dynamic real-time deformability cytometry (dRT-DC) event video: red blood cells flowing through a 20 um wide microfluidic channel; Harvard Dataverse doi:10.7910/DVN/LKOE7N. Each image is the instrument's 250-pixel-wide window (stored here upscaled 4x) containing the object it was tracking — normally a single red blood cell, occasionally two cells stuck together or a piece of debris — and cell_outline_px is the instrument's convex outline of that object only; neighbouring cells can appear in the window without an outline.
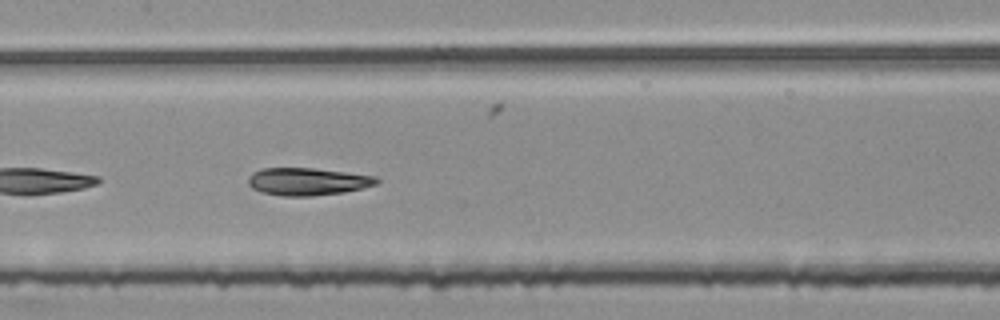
{"species": "common noctule bat (a hibernating species)", "species_latin": "Nyctalus noctula", "temperature_condition": "room temperature", "stored_images_in_passage": 38, "segment_of_instrument_passage": [2, 2], "camera_frame_rate_fps": 3000, "um_per_image_px": 0.085, "animal": {"sex": "female", "body_mass_g": 25.1}, "frame": {"image": 1, "passage_image": 26, "time_ms": 8.333, "image_size_px": [1000, 320], "cell_outline_px": [[380, 180], [376, 184], [364, 188], [344, 192], [312, 196], [280, 196], [260, 192], [252, 188], [248, 184], [248, 176], [252, 172], [260, 168], [312, 168], [376, 176]], "centroid_in_image_um": [26.11, 15.43], "position_along_channel_um": 181.3, "area_um2": 20.75}}
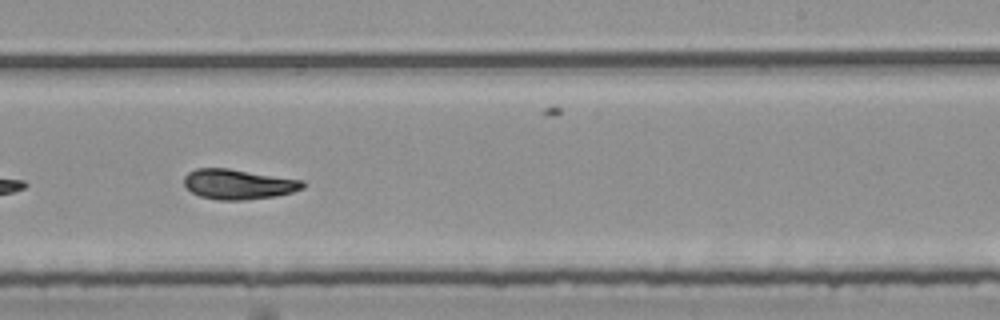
{"frame": {"image": 2, "passage_image": 33, "time_ms": 10.667, "image_size_px": [1000, 320], "cell_outline_px": [[304, 188], [292, 192], [276, 196], [244, 200], [216, 200], [200, 196], [192, 192], [184, 184], [184, 176], [188, 172], [196, 168], [228, 168], [304, 180]], "centroid_in_image_um": [20.26, 15.65], "position_along_channel_um": 268.7, "area_um2": 20.87}}
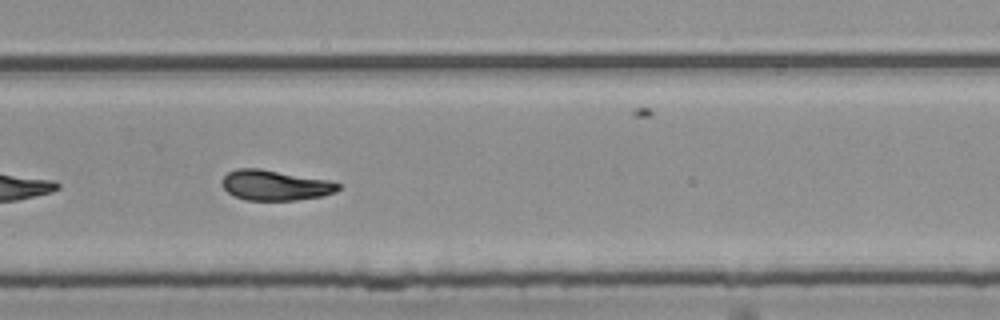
{"frame": {"image": 3, "passage_image": 36, "time_ms": 11.667, "image_size_px": [1000, 320], "cell_outline_px": [[340, 188], [336, 192], [320, 196], [296, 200], [244, 200], [232, 196], [220, 184], [224, 176], [228, 172], [236, 168], [260, 168], [328, 180], [340, 184]], "centroid_in_image_um": [23.34, 15.74], "position_along_channel_um": 306.5, "area_um2": 20.58}}